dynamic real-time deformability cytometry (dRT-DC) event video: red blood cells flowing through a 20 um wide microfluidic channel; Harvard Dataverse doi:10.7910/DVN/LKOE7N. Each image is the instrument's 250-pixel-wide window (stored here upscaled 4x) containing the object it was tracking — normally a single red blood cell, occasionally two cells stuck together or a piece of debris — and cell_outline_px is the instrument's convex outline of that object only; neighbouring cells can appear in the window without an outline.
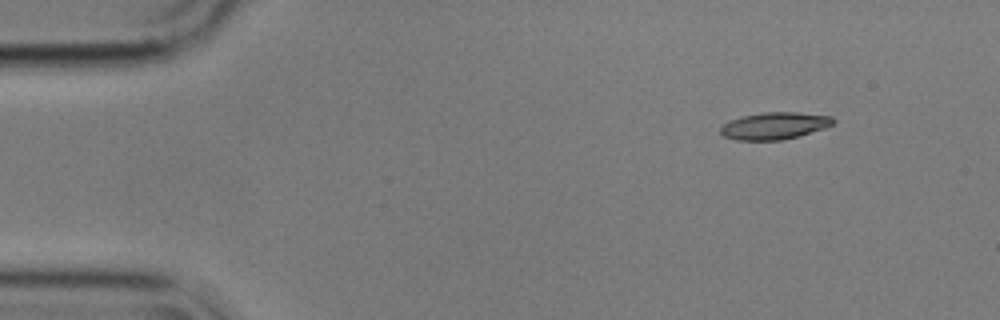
{"species": "common noctule bat (a hibernating species)", "species_latin": "Nyctalus noctula", "temperature_condition": "cold", "stored_images_in_passage": 51, "camera_frame_rate_fps": 3000, "um_per_image_px": 0.085, "animal": {"sex": "male", "body_mass_g": 17.9}, "frame": {"image": 1, "passage_image": 1, "time_ms": 0.0, "image_size_px": [1000, 320], "cell_outline_px": [[836, 120], [832, 124], [824, 128], [796, 136], [780, 140], [736, 140], [724, 136], [720, 132], [720, 128], [728, 120], [744, 116], [764, 112], [796, 112], [832, 116]], "centroid_in_image_um": [65.81, 10.68], "position_along_channel_um": 19.2, "area_um2": 17.57}}
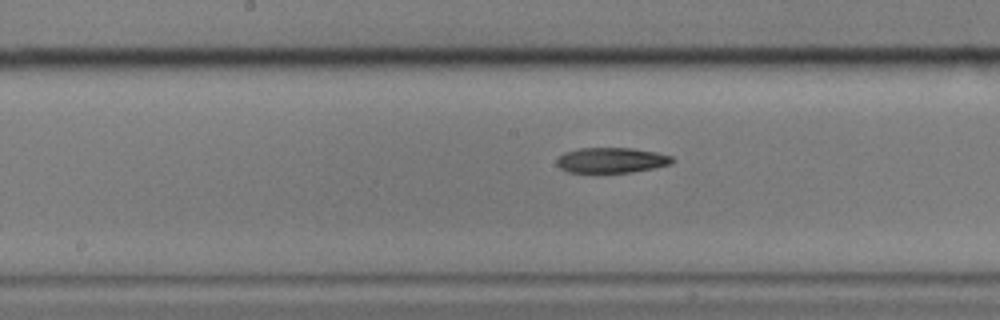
{"frame": {"image": 2, "passage_image": 23, "time_ms": 7.333, "image_size_px": [1000, 320], "cell_outline_px": [[676, 160], [672, 164], [632, 172], [568, 172], [560, 168], [556, 164], [556, 160], [564, 152], [580, 148], [632, 148], [656, 152], [672, 156]], "centroid_in_image_um": [51.99, 13.61], "position_along_channel_um": 196.2, "area_um2": 17.05}}
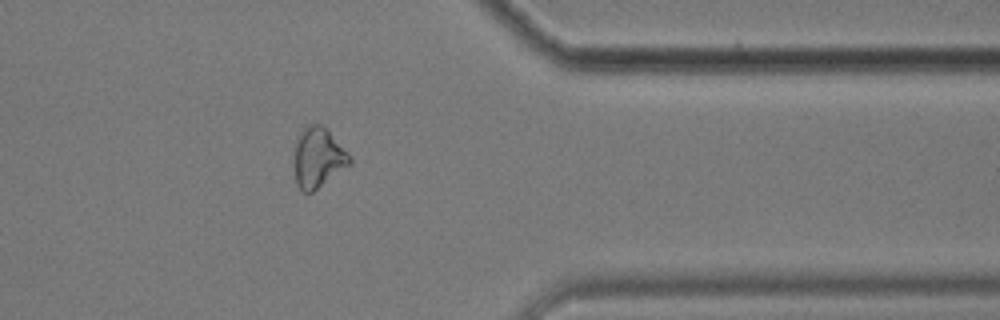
{"frame": {"image": 3, "passage_image": 40, "time_ms": 13.0, "image_size_px": [1000, 320], "cell_outline_px": [[352, 164], [312, 192], [304, 192], [296, 184], [292, 164], [292, 160], [296, 140], [300, 132], [308, 124], [324, 124], [328, 128], [352, 156]], "centroid_in_image_um": [27.04, 13.37], "position_along_channel_um": 384.4, "area_um2": 20.17}, "authors_computed_cell_mechanics": {"area_um2": 18.1492, "velocity_mm_per_s": 3.5554, "shape_relaxation_time_tau1_ms": null, "shape_relaxation_time_tau2_ms": 4.7689, "deformation_change_tau1": null, "deformation_change_tau2": 0.1264}}